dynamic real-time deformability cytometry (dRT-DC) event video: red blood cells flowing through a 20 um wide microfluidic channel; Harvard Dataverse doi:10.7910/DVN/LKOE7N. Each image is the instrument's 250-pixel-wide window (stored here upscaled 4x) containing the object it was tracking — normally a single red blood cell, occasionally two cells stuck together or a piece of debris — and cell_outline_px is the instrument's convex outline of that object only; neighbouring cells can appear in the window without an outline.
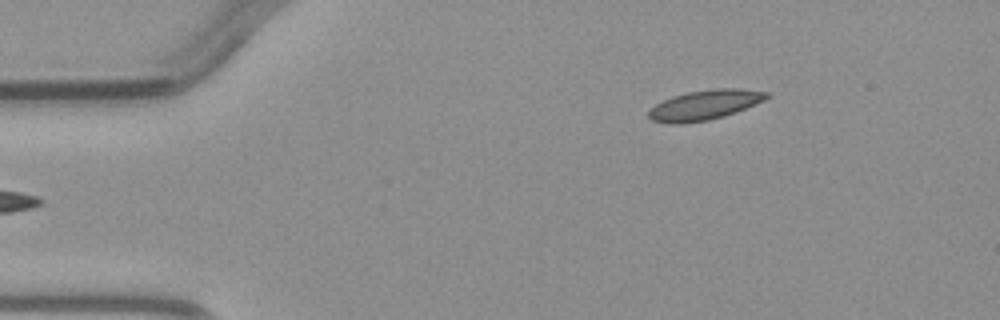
{"species": "common noctule bat (a hibernating species)", "species_latin": "Nyctalus noctula", "temperature_condition": "warm", "stored_images_in_passage": 3, "camera_frame_rate_fps": 3000, "um_per_image_px": 0.085, "animal": {"sex": "male", "body_mass_g": 23.1, "forearm_length_mm": 52.7}, "frame": {"image": 1, "passage_image": 3, "time_ms": 3.0, "image_size_px": [1000, 320], "cell_outline_px": [[772, 96], [764, 100], [736, 112], [724, 116], [708, 120], [680, 124], [668, 124], [652, 120], [648, 116], [648, 112], [656, 104], [672, 96], [688, 92], [712, 88], [740, 88], [768, 92]], "centroid_in_image_um": [59.91, 8.92], "position_along_channel_um": 25.1, "area_um2": 20.58}}